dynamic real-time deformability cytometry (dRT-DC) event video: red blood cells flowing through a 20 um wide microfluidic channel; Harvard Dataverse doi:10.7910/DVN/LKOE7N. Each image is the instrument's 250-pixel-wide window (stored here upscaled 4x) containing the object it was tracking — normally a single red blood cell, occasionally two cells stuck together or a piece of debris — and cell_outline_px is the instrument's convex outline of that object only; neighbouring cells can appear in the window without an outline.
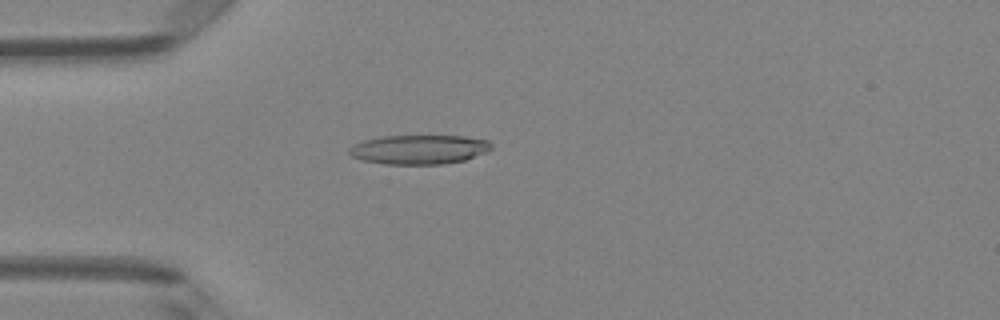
{"species": "Egyptian fruit bat (a non-hibernating species)", "species_latin": "Rousettus aegyptiacus", "temperature_condition": "room temperature", "stored_images_in_passage": 42, "camera_frame_rate_fps": 3000, "um_per_image_px": 0.085, "animal": {"sex": "female"}, "frame": {"image": 1, "passage_image": 6, "time_ms": 1.667, "image_size_px": [1000, 320], "cell_outline_px": [[492, 148], [488, 152], [464, 160], [440, 164], [384, 164], [364, 160], [352, 156], [348, 152], [348, 148], [352, 144], [364, 140], [380, 136], [464, 136], [488, 140], [492, 144]], "centroid_in_image_um": [35.62, 12.7], "position_along_channel_um": 49.4, "area_um2": 24.33}}
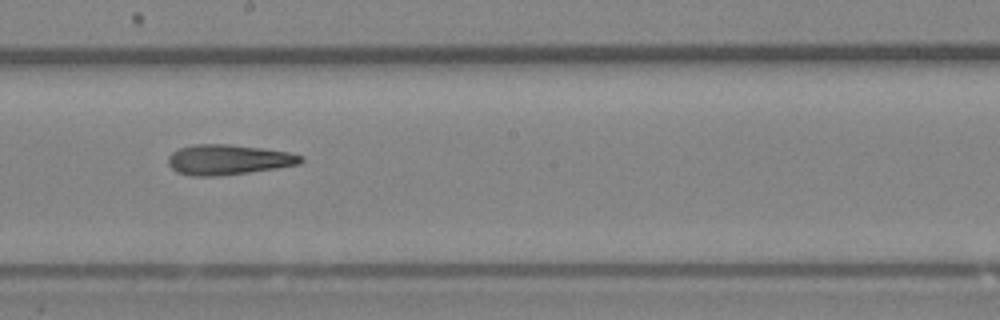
{"frame": {"image": 2, "passage_image": 20, "time_ms": 6.333, "image_size_px": [1000, 320], "cell_outline_px": [[304, 160], [300, 164], [276, 168], [220, 176], [192, 176], [176, 172], [168, 164], [168, 156], [172, 152], [180, 148], [192, 144], [228, 144], [260, 148], [288, 152], [304, 156]], "centroid_in_image_um": [19.39, 13.57], "position_along_channel_um": 228.8, "area_um2": 23.35}}
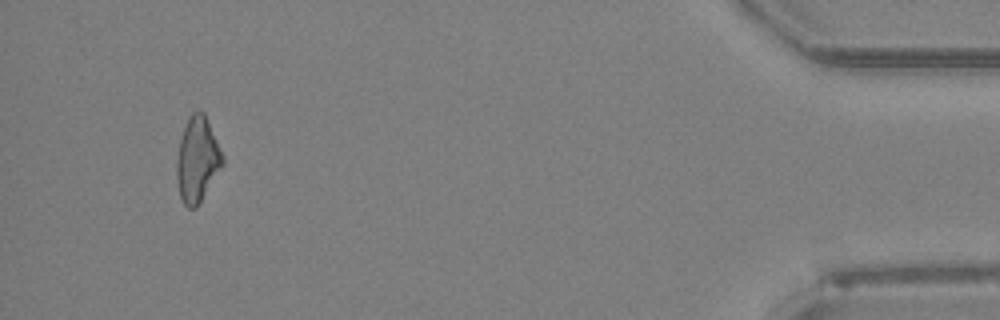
{"frame": {"image": 3, "passage_image": 39, "time_ms": 12.667, "image_size_px": [1000, 320], "cell_outline_px": [[224, 164], [196, 208], [188, 208], [184, 204], [180, 196], [176, 180], [176, 160], [180, 140], [184, 128], [192, 112], [200, 108], [204, 112], [224, 156]], "centroid_in_image_um": [16.77, 13.56], "position_along_channel_um": 418.4, "area_um2": 22.77}, "authors_computed_cell_mechanics": {"area_um2": 23.12, "velocity_mm_per_s": 4.1375, "shape_relaxation_time_tau1_ms": null, "shape_relaxation_time_tau2_ms": 2.8054, "deformation_change_tau1": null, "deformation_change_tau2": 0.1463}}